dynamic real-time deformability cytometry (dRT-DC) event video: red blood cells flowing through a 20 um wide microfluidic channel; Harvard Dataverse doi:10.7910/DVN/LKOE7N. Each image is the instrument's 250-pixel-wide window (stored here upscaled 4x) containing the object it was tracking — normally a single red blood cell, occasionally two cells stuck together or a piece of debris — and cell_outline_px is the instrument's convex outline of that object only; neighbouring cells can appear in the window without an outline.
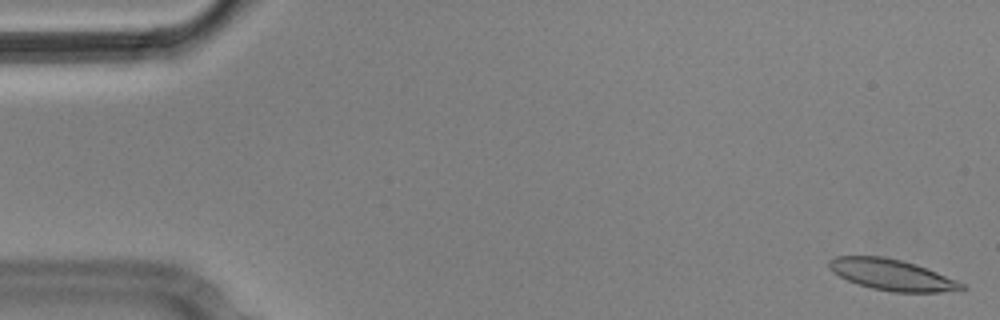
{"species": "Egyptian fruit bat (a non-hibernating species)", "species_latin": "Rousettus aegyptiacus", "temperature_condition": "cold", "stored_images_in_passage": 6, "camera_frame_rate_fps": 3000, "um_per_image_px": 0.085, "animal": {"sex": "male"}, "frame": {"image": 1, "passage_image": 1, "time_ms": 0.0, "image_size_px": [1000, 320], "cell_outline_px": [[968, 288], [960, 292], [892, 292], [872, 288], [848, 280], [832, 272], [828, 268], [828, 260], [836, 256], [884, 256], [916, 264], [928, 268], [956, 280], [964, 284]], "centroid_in_image_um": [75.86, 23.36], "position_along_channel_um": 9.1, "area_um2": 24.22}}